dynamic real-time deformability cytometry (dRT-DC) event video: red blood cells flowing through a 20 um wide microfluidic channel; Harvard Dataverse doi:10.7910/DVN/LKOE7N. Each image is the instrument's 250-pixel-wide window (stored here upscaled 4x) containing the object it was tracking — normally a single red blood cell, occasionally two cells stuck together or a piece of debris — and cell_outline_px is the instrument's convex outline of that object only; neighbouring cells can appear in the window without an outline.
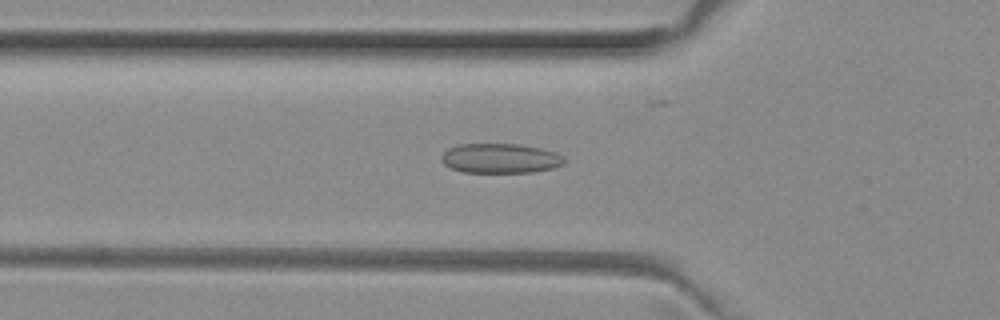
{"species": "common noctule bat (a hibernating species)", "species_latin": "Nyctalus noctula", "temperature_condition": "room temperature", "stored_images_in_passage": 17, "camera_frame_rate_fps": 3000, "um_per_image_px": 0.085, "animal": {"sex": "female", "body_mass_g": 29.2, "forearm_length_mm": 56.3}, "frame": {"image": 1, "passage_image": 6, "time_ms": 1.667, "image_size_px": [1000, 320], "cell_outline_px": [[564, 164], [552, 168], [532, 172], [464, 172], [452, 168], [444, 164], [440, 160], [440, 156], [448, 148], [456, 144], [520, 144], [540, 148], [556, 152], [564, 160]], "centroid_in_image_um": [42.48, 13.45], "position_along_channel_um": 83.3, "area_um2": 21.21}}
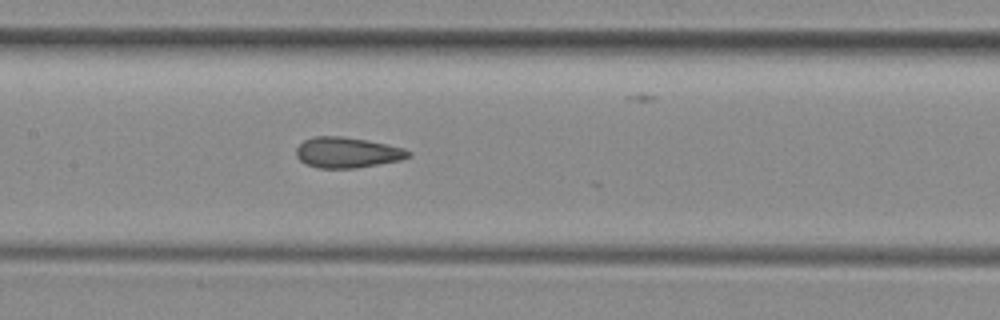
{"frame": {"image": 2, "passage_image": 13, "time_ms": 4.0, "image_size_px": [1000, 320], "cell_outline_px": [[412, 156], [400, 160], [356, 168], [320, 168], [304, 164], [296, 156], [296, 148], [304, 140], [316, 136], [344, 136], [388, 144], [404, 148], [412, 152]], "centroid_in_image_um": [29.52, 12.96], "position_along_channel_um": 177.9, "area_um2": 20.11}}
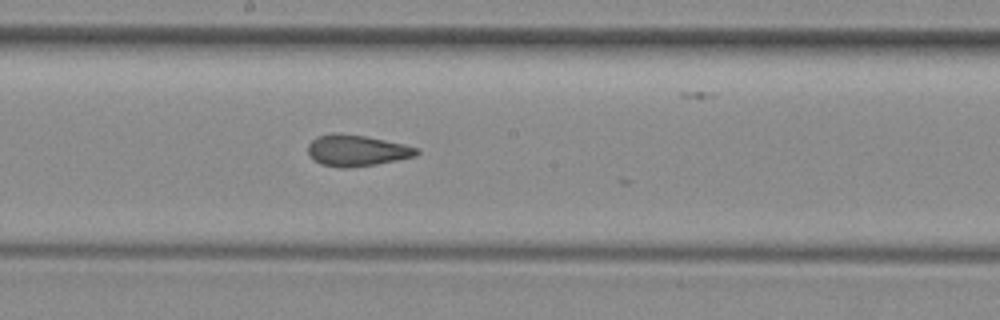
{"frame": {"image": 3, "passage_image": 16, "time_ms": 5.0, "image_size_px": [1000, 320], "cell_outline_px": [[420, 152], [416, 156], [376, 164], [348, 168], [340, 168], [320, 164], [312, 160], [308, 156], [308, 144], [316, 136], [332, 132], [336, 132], [364, 136], [404, 144], [420, 148]], "centroid_in_image_um": [30.28, 12.79], "position_along_channel_um": 217.9, "area_um2": 20.06}}